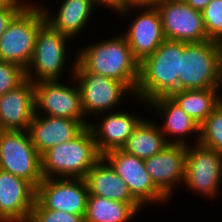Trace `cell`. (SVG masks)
I'll use <instances>...</instances> for the list:
<instances>
[{"mask_svg": "<svg viewBox=\"0 0 222 222\" xmlns=\"http://www.w3.org/2000/svg\"><path fill=\"white\" fill-rule=\"evenodd\" d=\"M83 47L76 56L85 70L123 82L135 94L140 63L123 34Z\"/></svg>", "mask_w": 222, "mask_h": 222, "instance_id": "cell-1", "label": "cell"}, {"mask_svg": "<svg viewBox=\"0 0 222 222\" xmlns=\"http://www.w3.org/2000/svg\"><path fill=\"white\" fill-rule=\"evenodd\" d=\"M184 42L164 40L161 45L139 64V80L135 96L146 103L151 100L170 96L178 91L180 56Z\"/></svg>", "mask_w": 222, "mask_h": 222, "instance_id": "cell-2", "label": "cell"}, {"mask_svg": "<svg viewBox=\"0 0 222 222\" xmlns=\"http://www.w3.org/2000/svg\"><path fill=\"white\" fill-rule=\"evenodd\" d=\"M102 158L87 126L71 141L51 147L41 155L43 178L84 179Z\"/></svg>", "mask_w": 222, "mask_h": 222, "instance_id": "cell-3", "label": "cell"}, {"mask_svg": "<svg viewBox=\"0 0 222 222\" xmlns=\"http://www.w3.org/2000/svg\"><path fill=\"white\" fill-rule=\"evenodd\" d=\"M222 44L212 40L185 43L180 56L178 90L219 88Z\"/></svg>", "mask_w": 222, "mask_h": 222, "instance_id": "cell-4", "label": "cell"}, {"mask_svg": "<svg viewBox=\"0 0 222 222\" xmlns=\"http://www.w3.org/2000/svg\"><path fill=\"white\" fill-rule=\"evenodd\" d=\"M45 22L41 5L21 9L0 37V60L16 63L26 70L33 56L37 33Z\"/></svg>", "mask_w": 222, "mask_h": 222, "instance_id": "cell-5", "label": "cell"}, {"mask_svg": "<svg viewBox=\"0 0 222 222\" xmlns=\"http://www.w3.org/2000/svg\"><path fill=\"white\" fill-rule=\"evenodd\" d=\"M74 59L71 75L79 85L85 116L94 114L99 117L103 112L118 108L124 95L135 96L123 82L88 72L77 62V57Z\"/></svg>", "mask_w": 222, "mask_h": 222, "instance_id": "cell-6", "label": "cell"}, {"mask_svg": "<svg viewBox=\"0 0 222 222\" xmlns=\"http://www.w3.org/2000/svg\"><path fill=\"white\" fill-rule=\"evenodd\" d=\"M0 170L39 186L43 180L41 155L28 131L0 130Z\"/></svg>", "mask_w": 222, "mask_h": 222, "instance_id": "cell-7", "label": "cell"}, {"mask_svg": "<svg viewBox=\"0 0 222 222\" xmlns=\"http://www.w3.org/2000/svg\"><path fill=\"white\" fill-rule=\"evenodd\" d=\"M71 39L45 22L37 33L33 56L25 70L26 78L34 83L60 80L67 58L66 44Z\"/></svg>", "mask_w": 222, "mask_h": 222, "instance_id": "cell-8", "label": "cell"}, {"mask_svg": "<svg viewBox=\"0 0 222 222\" xmlns=\"http://www.w3.org/2000/svg\"><path fill=\"white\" fill-rule=\"evenodd\" d=\"M222 155L196 143L187 146L183 184L205 197L217 196L222 183Z\"/></svg>", "mask_w": 222, "mask_h": 222, "instance_id": "cell-9", "label": "cell"}, {"mask_svg": "<svg viewBox=\"0 0 222 222\" xmlns=\"http://www.w3.org/2000/svg\"><path fill=\"white\" fill-rule=\"evenodd\" d=\"M59 82L52 80L35 83V114L86 122L77 82L74 87Z\"/></svg>", "mask_w": 222, "mask_h": 222, "instance_id": "cell-10", "label": "cell"}, {"mask_svg": "<svg viewBox=\"0 0 222 222\" xmlns=\"http://www.w3.org/2000/svg\"><path fill=\"white\" fill-rule=\"evenodd\" d=\"M102 157L111 165L129 188L131 195L144 207L145 204L168 203V199L156 188L144 159L128 154L122 149L106 152ZM152 202V203H151Z\"/></svg>", "mask_w": 222, "mask_h": 222, "instance_id": "cell-11", "label": "cell"}, {"mask_svg": "<svg viewBox=\"0 0 222 222\" xmlns=\"http://www.w3.org/2000/svg\"><path fill=\"white\" fill-rule=\"evenodd\" d=\"M166 40L198 43L208 40L202 12L185 1H163L156 5Z\"/></svg>", "mask_w": 222, "mask_h": 222, "instance_id": "cell-12", "label": "cell"}, {"mask_svg": "<svg viewBox=\"0 0 222 222\" xmlns=\"http://www.w3.org/2000/svg\"><path fill=\"white\" fill-rule=\"evenodd\" d=\"M88 187L85 179L43 178L36 200L45 208L85 217Z\"/></svg>", "mask_w": 222, "mask_h": 222, "instance_id": "cell-13", "label": "cell"}, {"mask_svg": "<svg viewBox=\"0 0 222 222\" xmlns=\"http://www.w3.org/2000/svg\"><path fill=\"white\" fill-rule=\"evenodd\" d=\"M131 9L143 11H139V13H142L135 16L127 33L123 35L132 50L134 58L141 63L146 57L153 54L165 40V36L160 13L156 6H132L119 14L122 16L129 14L132 11Z\"/></svg>", "mask_w": 222, "mask_h": 222, "instance_id": "cell-14", "label": "cell"}, {"mask_svg": "<svg viewBox=\"0 0 222 222\" xmlns=\"http://www.w3.org/2000/svg\"><path fill=\"white\" fill-rule=\"evenodd\" d=\"M186 155V145L168 144L161 152L144 159L150 179L168 200L174 188L184 181Z\"/></svg>", "mask_w": 222, "mask_h": 222, "instance_id": "cell-15", "label": "cell"}, {"mask_svg": "<svg viewBox=\"0 0 222 222\" xmlns=\"http://www.w3.org/2000/svg\"><path fill=\"white\" fill-rule=\"evenodd\" d=\"M35 201L30 182L0 170V222H28Z\"/></svg>", "mask_w": 222, "mask_h": 222, "instance_id": "cell-16", "label": "cell"}, {"mask_svg": "<svg viewBox=\"0 0 222 222\" xmlns=\"http://www.w3.org/2000/svg\"><path fill=\"white\" fill-rule=\"evenodd\" d=\"M35 115V83L25 79L0 96V130L28 131Z\"/></svg>", "mask_w": 222, "mask_h": 222, "instance_id": "cell-17", "label": "cell"}, {"mask_svg": "<svg viewBox=\"0 0 222 222\" xmlns=\"http://www.w3.org/2000/svg\"><path fill=\"white\" fill-rule=\"evenodd\" d=\"M89 122H79L68 118L34 115L28 133L36 150L42 155L45 151L77 137Z\"/></svg>", "mask_w": 222, "mask_h": 222, "instance_id": "cell-18", "label": "cell"}, {"mask_svg": "<svg viewBox=\"0 0 222 222\" xmlns=\"http://www.w3.org/2000/svg\"><path fill=\"white\" fill-rule=\"evenodd\" d=\"M104 113L105 116H104ZM103 112V118L100 120V124L96 126L89 122L90 128L94 140L96 142L97 149L101 155L106 152L121 149L127 142L129 136L132 134L135 127L142 120L139 116H134L128 112L113 111Z\"/></svg>", "mask_w": 222, "mask_h": 222, "instance_id": "cell-19", "label": "cell"}, {"mask_svg": "<svg viewBox=\"0 0 222 222\" xmlns=\"http://www.w3.org/2000/svg\"><path fill=\"white\" fill-rule=\"evenodd\" d=\"M151 109L162 115L164 119L162 126L159 125L169 144H182L188 146V141L184 140L186 135L198 134L194 143L200 140V125L191 118L170 96L155 98L147 103ZM175 137L173 140L170 137ZM179 136V137H178ZM177 137V138H176ZM184 137V138H183ZM170 139V140H169ZM176 139V140H175Z\"/></svg>", "mask_w": 222, "mask_h": 222, "instance_id": "cell-20", "label": "cell"}, {"mask_svg": "<svg viewBox=\"0 0 222 222\" xmlns=\"http://www.w3.org/2000/svg\"><path fill=\"white\" fill-rule=\"evenodd\" d=\"M91 195L121 202H138L130 193L128 186L102 157L84 178Z\"/></svg>", "mask_w": 222, "mask_h": 222, "instance_id": "cell-21", "label": "cell"}, {"mask_svg": "<svg viewBox=\"0 0 222 222\" xmlns=\"http://www.w3.org/2000/svg\"><path fill=\"white\" fill-rule=\"evenodd\" d=\"M94 5L96 7L95 0H63L54 17H52L47 6L46 8L42 7V10L45 14L46 23L54 30L73 39L82 29L84 30L90 21Z\"/></svg>", "mask_w": 222, "mask_h": 222, "instance_id": "cell-22", "label": "cell"}, {"mask_svg": "<svg viewBox=\"0 0 222 222\" xmlns=\"http://www.w3.org/2000/svg\"><path fill=\"white\" fill-rule=\"evenodd\" d=\"M143 208L139 202H121L88 194L84 222H129Z\"/></svg>", "mask_w": 222, "mask_h": 222, "instance_id": "cell-23", "label": "cell"}, {"mask_svg": "<svg viewBox=\"0 0 222 222\" xmlns=\"http://www.w3.org/2000/svg\"><path fill=\"white\" fill-rule=\"evenodd\" d=\"M143 118L121 148L128 154L146 159L161 152L169 143L159 125Z\"/></svg>", "mask_w": 222, "mask_h": 222, "instance_id": "cell-24", "label": "cell"}, {"mask_svg": "<svg viewBox=\"0 0 222 222\" xmlns=\"http://www.w3.org/2000/svg\"><path fill=\"white\" fill-rule=\"evenodd\" d=\"M219 88L178 90L170 97L199 125L213 112L221 102Z\"/></svg>", "mask_w": 222, "mask_h": 222, "instance_id": "cell-25", "label": "cell"}, {"mask_svg": "<svg viewBox=\"0 0 222 222\" xmlns=\"http://www.w3.org/2000/svg\"><path fill=\"white\" fill-rule=\"evenodd\" d=\"M199 143L222 155V98L213 112L200 125Z\"/></svg>", "mask_w": 222, "mask_h": 222, "instance_id": "cell-26", "label": "cell"}, {"mask_svg": "<svg viewBox=\"0 0 222 222\" xmlns=\"http://www.w3.org/2000/svg\"><path fill=\"white\" fill-rule=\"evenodd\" d=\"M202 16L208 40L222 44V0H212Z\"/></svg>", "mask_w": 222, "mask_h": 222, "instance_id": "cell-27", "label": "cell"}, {"mask_svg": "<svg viewBox=\"0 0 222 222\" xmlns=\"http://www.w3.org/2000/svg\"><path fill=\"white\" fill-rule=\"evenodd\" d=\"M26 79L25 69L16 63L0 60V96Z\"/></svg>", "mask_w": 222, "mask_h": 222, "instance_id": "cell-28", "label": "cell"}, {"mask_svg": "<svg viewBox=\"0 0 222 222\" xmlns=\"http://www.w3.org/2000/svg\"><path fill=\"white\" fill-rule=\"evenodd\" d=\"M28 222H84V217L63 211L45 209L36 200Z\"/></svg>", "mask_w": 222, "mask_h": 222, "instance_id": "cell-29", "label": "cell"}, {"mask_svg": "<svg viewBox=\"0 0 222 222\" xmlns=\"http://www.w3.org/2000/svg\"><path fill=\"white\" fill-rule=\"evenodd\" d=\"M21 9L13 4H8L0 10V37L7 29L8 24Z\"/></svg>", "mask_w": 222, "mask_h": 222, "instance_id": "cell-30", "label": "cell"}, {"mask_svg": "<svg viewBox=\"0 0 222 222\" xmlns=\"http://www.w3.org/2000/svg\"><path fill=\"white\" fill-rule=\"evenodd\" d=\"M95 2L96 5H103L108 9H113L116 14L131 7L130 0H95Z\"/></svg>", "mask_w": 222, "mask_h": 222, "instance_id": "cell-31", "label": "cell"}, {"mask_svg": "<svg viewBox=\"0 0 222 222\" xmlns=\"http://www.w3.org/2000/svg\"><path fill=\"white\" fill-rule=\"evenodd\" d=\"M185 1L191 8L203 11V9L212 1V0H183Z\"/></svg>", "mask_w": 222, "mask_h": 222, "instance_id": "cell-32", "label": "cell"}, {"mask_svg": "<svg viewBox=\"0 0 222 222\" xmlns=\"http://www.w3.org/2000/svg\"><path fill=\"white\" fill-rule=\"evenodd\" d=\"M132 6H156L162 0H130Z\"/></svg>", "mask_w": 222, "mask_h": 222, "instance_id": "cell-33", "label": "cell"}, {"mask_svg": "<svg viewBox=\"0 0 222 222\" xmlns=\"http://www.w3.org/2000/svg\"><path fill=\"white\" fill-rule=\"evenodd\" d=\"M6 1L8 2V4L16 5L20 9H32V8L37 7V6L34 5V3L30 5V3H28V2L24 3V2H22L20 0H6Z\"/></svg>", "mask_w": 222, "mask_h": 222, "instance_id": "cell-34", "label": "cell"}, {"mask_svg": "<svg viewBox=\"0 0 222 222\" xmlns=\"http://www.w3.org/2000/svg\"><path fill=\"white\" fill-rule=\"evenodd\" d=\"M8 5L6 0H0V10L5 8Z\"/></svg>", "mask_w": 222, "mask_h": 222, "instance_id": "cell-35", "label": "cell"}, {"mask_svg": "<svg viewBox=\"0 0 222 222\" xmlns=\"http://www.w3.org/2000/svg\"><path fill=\"white\" fill-rule=\"evenodd\" d=\"M222 87V58H221V72H220V85L219 88L221 89Z\"/></svg>", "mask_w": 222, "mask_h": 222, "instance_id": "cell-36", "label": "cell"}, {"mask_svg": "<svg viewBox=\"0 0 222 222\" xmlns=\"http://www.w3.org/2000/svg\"><path fill=\"white\" fill-rule=\"evenodd\" d=\"M163 1H178V0H162V2H163Z\"/></svg>", "mask_w": 222, "mask_h": 222, "instance_id": "cell-37", "label": "cell"}]
</instances>
